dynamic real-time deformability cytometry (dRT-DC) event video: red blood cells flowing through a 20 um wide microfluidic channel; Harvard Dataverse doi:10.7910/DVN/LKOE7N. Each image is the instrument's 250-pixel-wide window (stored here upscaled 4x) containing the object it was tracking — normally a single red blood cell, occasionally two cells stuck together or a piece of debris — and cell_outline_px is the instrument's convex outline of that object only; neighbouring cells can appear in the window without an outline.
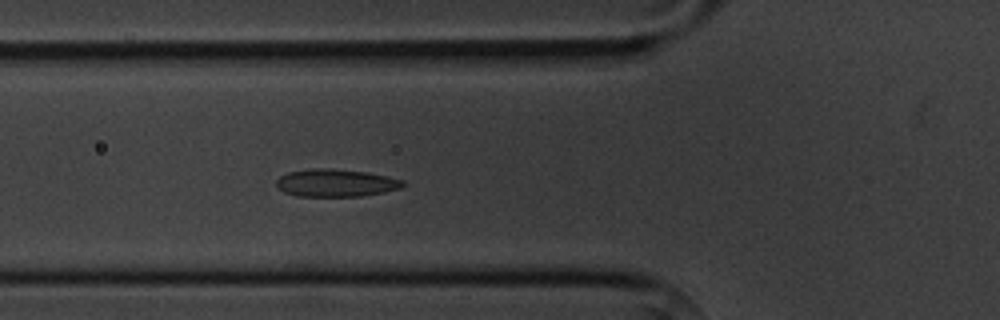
{"species": "common noctule bat (a hibernating species)", "species_latin": "Nyctalus noctula", "temperature_condition": "cold", "stored_images_in_passage": 6, "camera_frame_rate_fps": 3000, "um_per_image_px": 0.085, "animal": {"sex": "male", "body_mass_g": 20.1, "forearm_length_mm": 53.5}, "frame": {"image": 1, "passage_image": 6, "time_ms": 5.667, "image_size_px": [1000, 320], "cell_outline_px": [[404, 184], [400, 188], [384, 192], [360, 196], [296, 196], [284, 192], [276, 188], [276, 180], [280, 176], [288, 172], [312, 168], [332, 168], [368, 172], [388, 176], [404, 180]], "centroid_in_image_um": [28.52, 15.54], "position_along_channel_um": 97.3, "area_um2": 20.52}}